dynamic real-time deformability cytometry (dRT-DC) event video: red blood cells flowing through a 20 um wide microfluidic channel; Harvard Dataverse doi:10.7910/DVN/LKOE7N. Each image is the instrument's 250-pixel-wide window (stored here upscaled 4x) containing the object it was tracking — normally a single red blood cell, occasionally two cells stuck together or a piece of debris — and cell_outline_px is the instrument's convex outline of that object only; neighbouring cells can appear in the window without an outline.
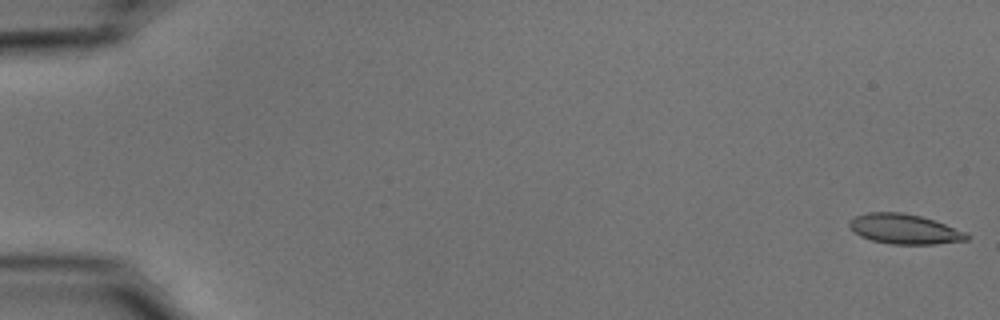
{"species": "common noctule bat (a hibernating species)", "species_latin": "Nyctalus noctula", "temperature_condition": "cold", "stored_images_in_passage": 54, "camera_frame_rate_fps": 3000, "um_per_image_px": 0.085, "animal": {"sex": "male", "body_mass_g": 15.6}, "frame": {"image": 1, "passage_image": 1, "time_ms": 0.0, "image_size_px": [1000, 320], "cell_outline_px": [[968, 240], [936, 244], [892, 244], [872, 240], [860, 236], [848, 228], [848, 220], [856, 216], [868, 212], [900, 212], [920, 216], [968, 232]], "centroid_in_image_um": [76.84, 19.47], "position_along_channel_um": 8.2, "area_um2": 20.46}}
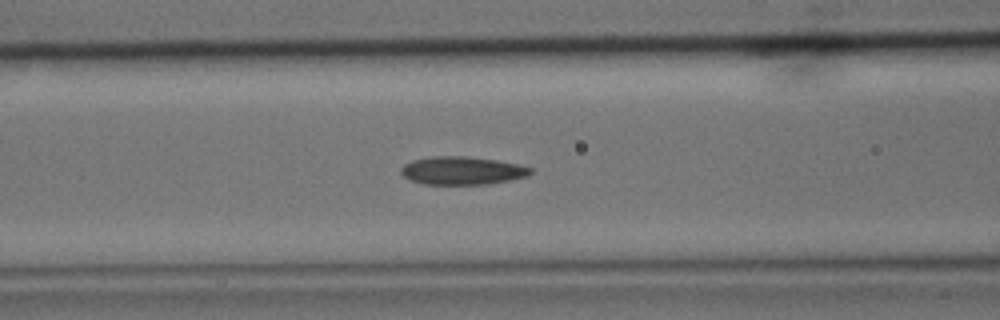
{"frame": {"image": 2, "passage_image": 23, "time_ms": 7.333, "image_size_px": [1000, 320], "cell_outline_px": [[532, 172], [528, 176], [488, 184], [424, 184], [408, 180], [400, 172], [400, 168], [404, 164], [412, 160], [432, 156], [464, 156], [496, 160], [516, 164], [532, 168]], "centroid_in_image_um": [39.23, 14.5], "position_along_channel_um": 127.4, "area_um2": 21.15}}
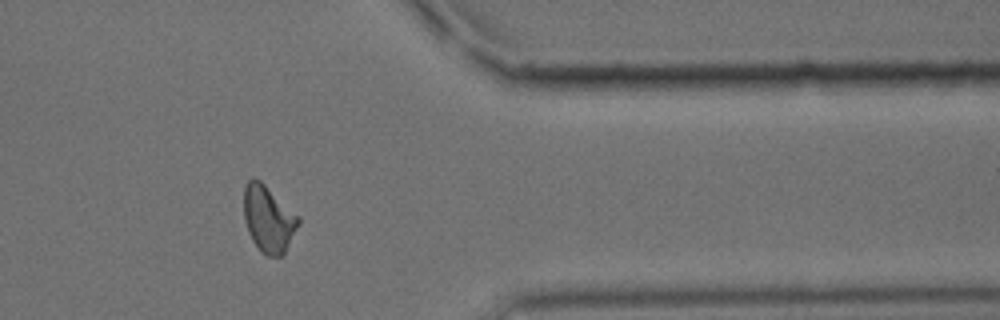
{"frame": {"image": 3, "passage_image": 45, "time_ms": 14.667, "image_size_px": [1000, 320], "cell_outline_px": [[300, 224], [284, 256], [268, 256], [260, 252], [252, 240], [248, 232], [244, 220], [244, 188], [248, 180], [260, 180], [300, 216]], "centroid_in_image_um": [22.85, 18.65], "position_along_channel_um": 388.6, "area_um2": 21.44}, "authors_computed_cell_mechanics": {"area_um2": 20.8369, "velocity_mm_per_s": 3.7439, "shape_relaxation_time_tau1_ms": 9.4327, "shape_relaxation_time_tau2_ms": 3.0474, "deformation_change_tau1": 0.2232, "deformation_change_tau2": 0.1119}}